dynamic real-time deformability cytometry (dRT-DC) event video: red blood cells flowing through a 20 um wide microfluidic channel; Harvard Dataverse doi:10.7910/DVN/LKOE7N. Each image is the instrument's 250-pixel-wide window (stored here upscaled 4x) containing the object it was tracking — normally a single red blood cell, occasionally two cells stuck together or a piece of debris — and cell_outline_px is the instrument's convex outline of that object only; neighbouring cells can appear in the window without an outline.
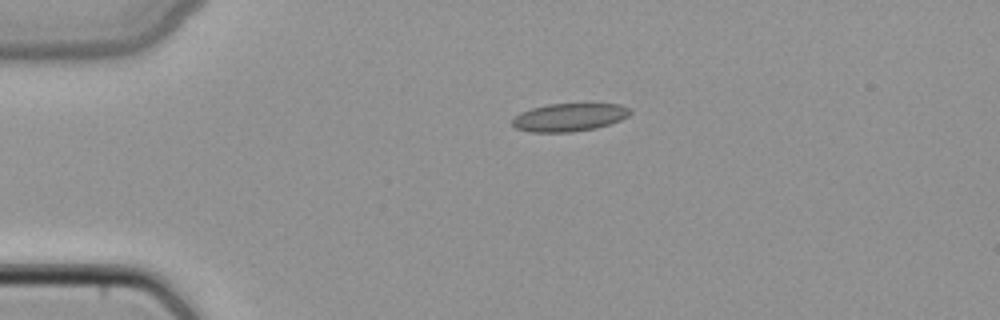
{"species": "common noctule bat (a hibernating species)", "species_latin": "Nyctalus noctula", "temperature_condition": "cold", "stored_images_in_passage": 39, "camera_frame_rate_fps": 3000, "um_per_image_px": 0.085, "animal": {"sex": "female", "body_mass_g": 22.7, "forearm_length_mm": 54.2}, "frame": {"image": 1, "passage_image": 1, "time_ms": 0.0, "image_size_px": [1000, 320], "cell_outline_px": [[632, 112], [628, 116], [620, 120], [596, 128], [572, 132], [532, 132], [516, 128], [512, 124], [512, 120], [520, 112], [532, 108], [548, 104], [620, 104], [632, 108]], "centroid_in_image_um": [48.41, 9.97], "position_along_channel_um": 36.6, "area_um2": 19.19}}
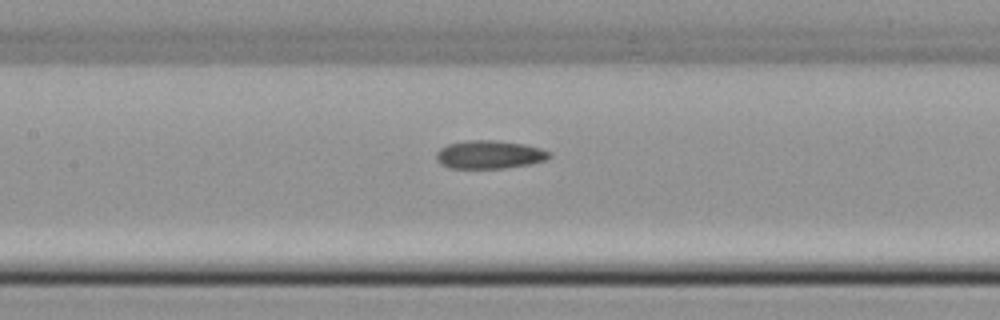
{"frame": {"image": 2, "passage_image": 13, "time_ms": 4.0, "image_size_px": [1000, 320], "cell_outline_px": [[552, 156], [544, 160], [528, 164], [504, 168], [448, 168], [440, 164], [436, 160], [436, 152], [440, 148], [448, 144], [464, 140], [496, 140], [524, 144], [540, 148], [552, 152]], "centroid_in_image_um": [41.57, 13.13], "position_along_channel_um": 165.8, "area_um2": 18.73}}
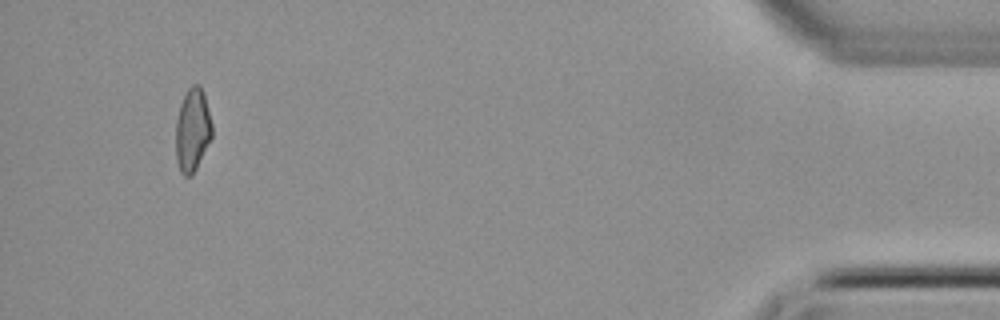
{"frame": {"image": 3, "passage_image": 36, "time_ms": 11.667, "image_size_px": [1000, 320], "cell_outline_px": [[212, 136], [196, 168], [188, 176], [184, 176], [180, 172], [176, 160], [176, 120], [180, 104], [188, 88], [192, 84], [200, 84], [204, 92], [212, 124]], "centroid_in_image_um": [16.36, 11.01], "position_along_channel_um": 418.8, "area_um2": 17.51}}